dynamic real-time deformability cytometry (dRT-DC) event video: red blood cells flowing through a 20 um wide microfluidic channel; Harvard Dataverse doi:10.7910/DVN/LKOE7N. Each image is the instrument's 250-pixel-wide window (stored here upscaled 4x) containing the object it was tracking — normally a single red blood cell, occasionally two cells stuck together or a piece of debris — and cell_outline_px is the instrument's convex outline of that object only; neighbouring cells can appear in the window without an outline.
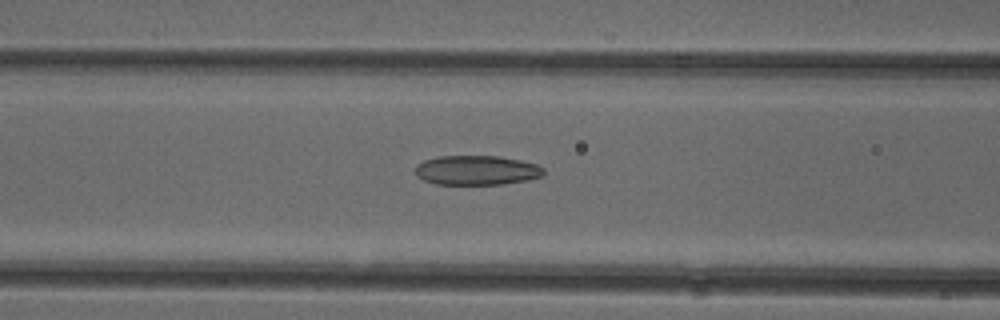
{"species": "common noctule bat (a hibernating species)", "species_latin": "Nyctalus noctula", "temperature_condition": "cold", "stored_images_in_passage": 45, "camera_frame_rate_fps": 3000, "um_per_image_px": 0.085, "animal": {"sex": "female"}, "frame": {"image": 1, "passage_image": 21, "time_ms": 6.667, "image_size_px": [1000, 320], "cell_outline_px": [[544, 172], [540, 176], [524, 180], [500, 184], [436, 184], [424, 180], [416, 176], [416, 164], [424, 160], [440, 156], [500, 156], [520, 160], [536, 164], [544, 168]], "centroid_in_image_um": [40.48, 14.46], "position_along_channel_um": 126.1, "area_um2": 21.91}}
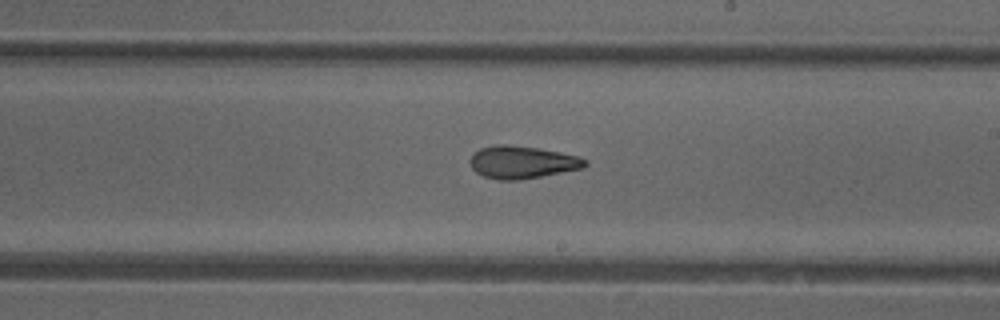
{"frame": {"image": 2, "passage_image": 30, "time_ms": 9.667, "image_size_px": [1000, 320], "cell_outline_px": [[588, 164], [584, 168], [540, 176], [516, 180], [500, 180], [484, 176], [476, 172], [472, 168], [468, 160], [480, 148], [496, 144], [508, 144], [536, 148], [560, 152], [580, 156], [588, 160]], "centroid_in_image_um": [44.4, 13.78], "position_along_channel_um": 244.6, "area_um2": 21.79}}
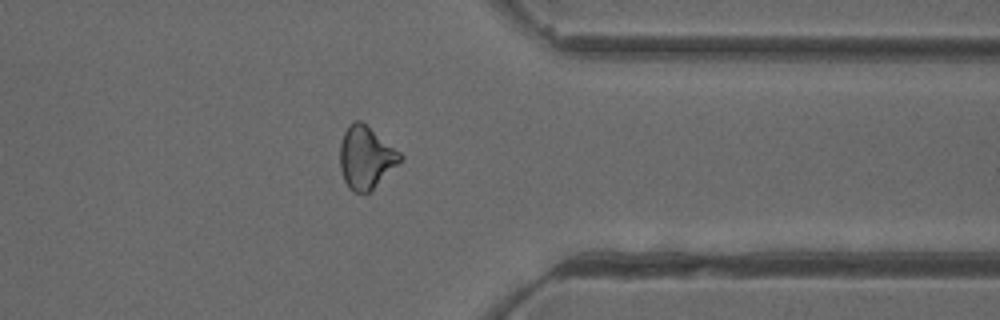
{"frame": {"image": 3, "passage_image": 41, "time_ms": 13.333, "image_size_px": [1000, 320], "cell_outline_px": [[404, 156], [368, 192], [352, 192], [348, 188], [344, 180], [340, 168], [340, 144], [344, 132], [348, 124], [356, 120], [360, 120], [400, 152]], "centroid_in_image_um": [31.05, 13.36], "position_along_channel_um": 380.4, "area_um2": 21.33}}